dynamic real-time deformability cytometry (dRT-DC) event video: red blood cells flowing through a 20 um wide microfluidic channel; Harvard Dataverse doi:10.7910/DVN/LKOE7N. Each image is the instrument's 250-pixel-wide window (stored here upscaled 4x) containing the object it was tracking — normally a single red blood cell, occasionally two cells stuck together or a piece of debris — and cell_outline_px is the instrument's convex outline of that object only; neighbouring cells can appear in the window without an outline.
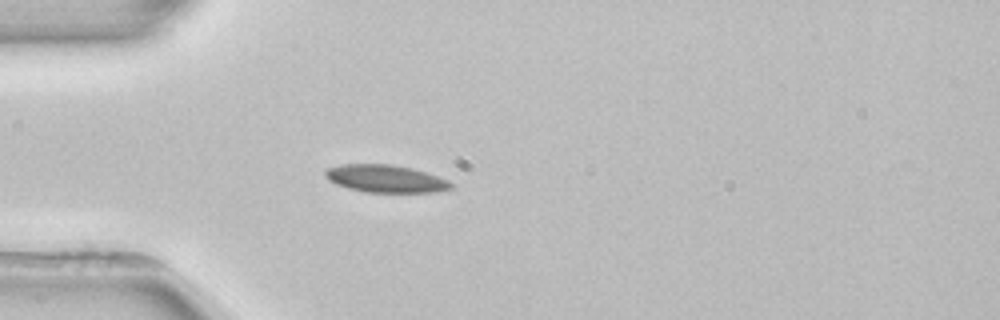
{"species": "common noctule bat (a hibernating species)", "species_latin": "Nyctalus noctula", "temperature_condition": "room temperature", "stored_images_in_passage": 3, "camera_frame_rate_fps": 3000, "um_per_image_px": 0.085, "animal": {"sex": "female", "body_mass_g": 22.7, "forearm_length_mm": 54.2}, "frame": {"image": 1, "passage_image": 3, "time_ms": 2.667, "image_size_px": [1000, 320], "cell_outline_px": [[452, 188], [436, 192], [364, 192], [348, 188], [336, 184], [328, 180], [324, 176], [324, 172], [328, 168], [340, 164], [392, 164], [412, 168], [448, 180], [452, 184]], "centroid_in_image_um": [32.73, 15.18], "position_along_channel_um": 52.3, "area_um2": 20.17}}